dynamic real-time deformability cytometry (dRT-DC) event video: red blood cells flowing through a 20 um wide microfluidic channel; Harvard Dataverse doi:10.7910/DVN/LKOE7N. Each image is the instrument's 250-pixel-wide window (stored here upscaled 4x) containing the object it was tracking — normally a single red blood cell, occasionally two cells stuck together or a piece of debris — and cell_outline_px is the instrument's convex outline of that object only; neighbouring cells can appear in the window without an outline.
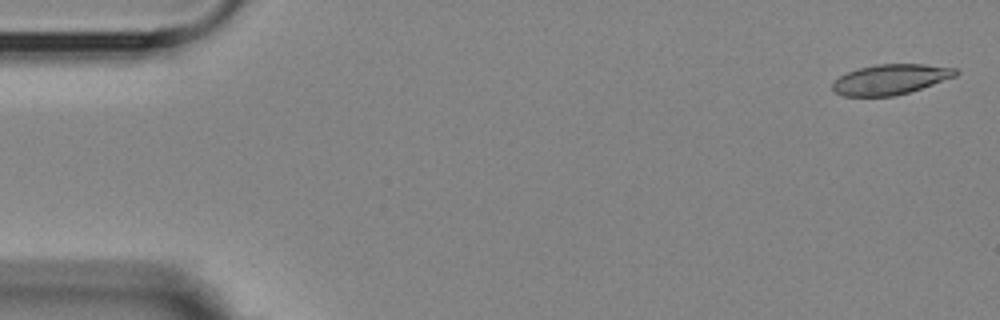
{"species": "Egyptian fruit bat (a non-hibernating species)", "species_latin": "Rousettus aegyptiacus", "temperature_condition": "room temperature", "stored_images_in_passage": 5, "camera_frame_rate_fps": 3000, "um_per_image_px": 0.085, "animal": {"sex": "female"}, "frame": {"image": 1, "passage_image": 1, "time_ms": 0.0, "image_size_px": [1000, 320], "cell_outline_px": [[960, 72], [956, 76], [908, 92], [892, 96], [844, 96], [836, 92], [832, 88], [832, 84], [840, 76], [856, 68], [876, 64], [924, 64], [956, 68]], "centroid_in_image_um": [75.69, 6.73], "position_along_channel_um": 9.3, "area_um2": 21.5}}
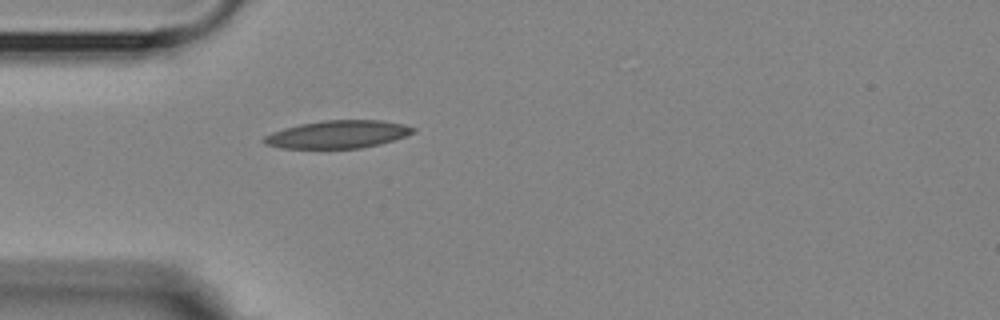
{"frame": {"image": 2, "passage_image": 5, "time_ms": 4.667, "image_size_px": [1000, 320], "cell_outline_px": [[416, 132], [380, 144], [360, 148], [280, 148], [264, 144], [260, 140], [264, 136], [272, 132], [284, 128], [300, 124], [324, 120], [384, 120], [404, 124], [416, 128]], "centroid_in_image_um": [28.7, 11.41], "position_along_channel_um": 56.3, "area_um2": 24.22}}